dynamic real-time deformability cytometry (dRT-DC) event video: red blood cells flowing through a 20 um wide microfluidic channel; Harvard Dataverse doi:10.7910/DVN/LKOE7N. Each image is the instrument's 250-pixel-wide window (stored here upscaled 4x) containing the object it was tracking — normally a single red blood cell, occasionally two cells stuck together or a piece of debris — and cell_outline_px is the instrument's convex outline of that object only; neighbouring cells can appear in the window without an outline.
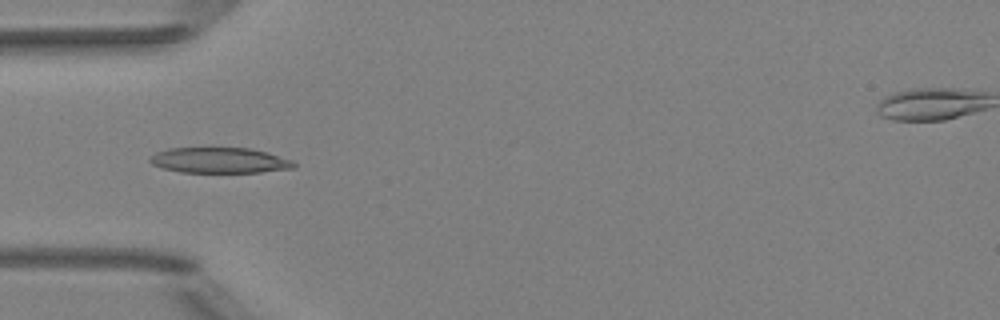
{"species": "Egyptian fruit bat (a non-hibernating species)", "species_latin": "Rousettus aegyptiacus", "temperature_condition": "room temperature", "stored_images_in_passage": 52, "camera_frame_rate_fps": 3000, "um_per_image_px": 0.085, "animal": {"sex": "female"}, "frame": {"image": 1, "passage_image": 17, "time_ms": 5.333, "image_size_px": [1000, 320], "cell_outline_px": [[296, 168], [260, 172], [180, 172], [164, 168], [152, 164], [148, 160], [156, 152], [168, 148], [252, 148], [268, 152], [292, 160], [296, 164]], "centroid_in_image_um": [18.7, 13.62], "position_along_channel_um": 66.3, "area_um2": 21.44}}
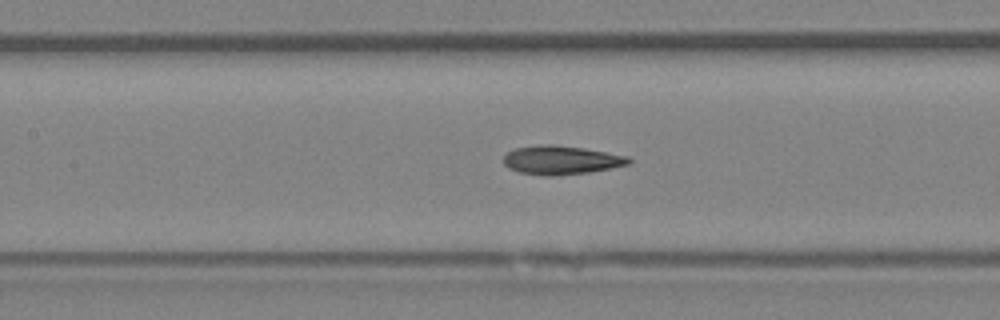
{"frame": {"image": 2, "passage_image": 24, "time_ms": 7.667, "image_size_px": [1000, 320], "cell_outline_px": [[632, 164], [612, 168], [588, 172], [556, 176], [544, 176], [520, 172], [508, 168], [504, 164], [504, 156], [508, 152], [516, 148], [540, 144], [556, 144], [584, 148], [628, 156], [632, 160]], "centroid_in_image_um": [47.72, 13.6], "position_along_channel_um": 159.7, "area_um2": 21.15}}
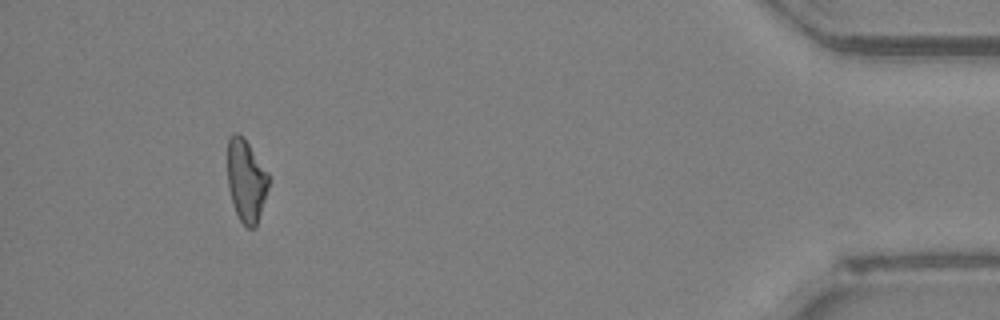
{"frame": {"image": 3, "passage_image": 48, "time_ms": 15.667, "image_size_px": [1000, 320], "cell_outline_px": [[268, 188], [256, 228], [248, 228], [240, 220], [236, 212], [228, 188], [228, 140], [236, 132], [244, 136], [268, 172]], "centroid_in_image_um": [20.93, 15.34], "position_along_channel_um": 414.3, "area_um2": 19.65}, "authors_computed_cell_mechanics": {"area_um2": 20.8947, "velocity_mm_per_s": 4.0217, "shape_relaxation_time_tau1_ms": 7.5002, "shape_relaxation_time_tau2_ms": 7.0285, "deformation_change_tau1": 0.1711, "deformation_change_tau2": 0.1496}}